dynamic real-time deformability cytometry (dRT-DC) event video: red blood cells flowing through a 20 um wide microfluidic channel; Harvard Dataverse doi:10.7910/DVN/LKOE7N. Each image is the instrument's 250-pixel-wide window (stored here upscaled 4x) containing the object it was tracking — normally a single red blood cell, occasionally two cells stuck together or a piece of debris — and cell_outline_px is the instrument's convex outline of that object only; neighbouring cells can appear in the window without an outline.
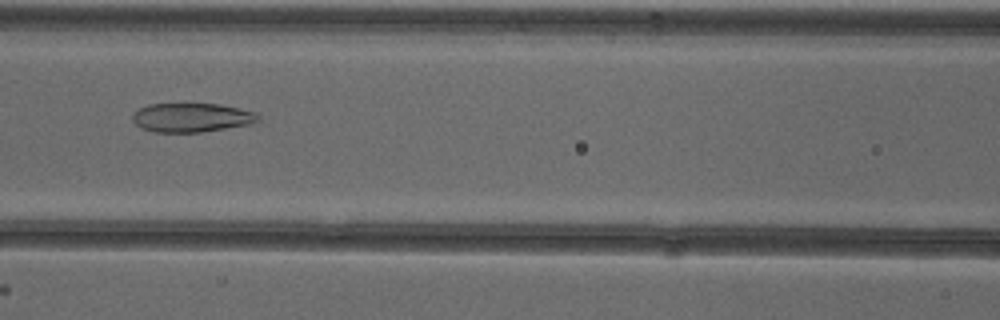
{"species": "common noctule bat (a hibernating species)", "species_latin": "Nyctalus noctula", "temperature_condition": "cold", "stored_images_in_passage": 52, "camera_frame_rate_fps": 3000, "um_per_image_px": 0.085, "animal": {"sex": "female"}, "frame": {"image": 1, "passage_image": 23, "time_ms": 7.333, "image_size_px": [1000, 320], "cell_outline_px": [[260, 120], [252, 124], [200, 132], [152, 132], [140, 128], [132, 120], [132, 116], [140, 108], [148, 104], [220, 104], [256, 112], [260, 116]], "centroid_in_image_um": [16.3, 10.0], "position_along_channel_um": 150.3, "area_um2": 21.27}}
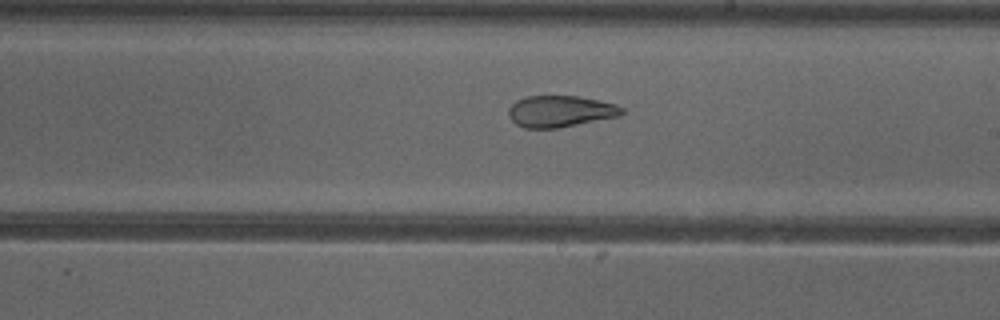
{"frame": {"image": 2, "passage_image": 30, "time_ms": 9.667, "image_size_px": [1000, 320], "cell_outline_px": [[624, 112], [620, 116], [560, 128], [524, 128], [516, 124], [508, 116], [508, 108], [516, 100], [524, 96], [580, 96], [616, 104], [624, 108]], "centroid_in_image_um": [47.62, 9.46], "position_along_channel_um": 241.4, "area_um2": 21.04}}
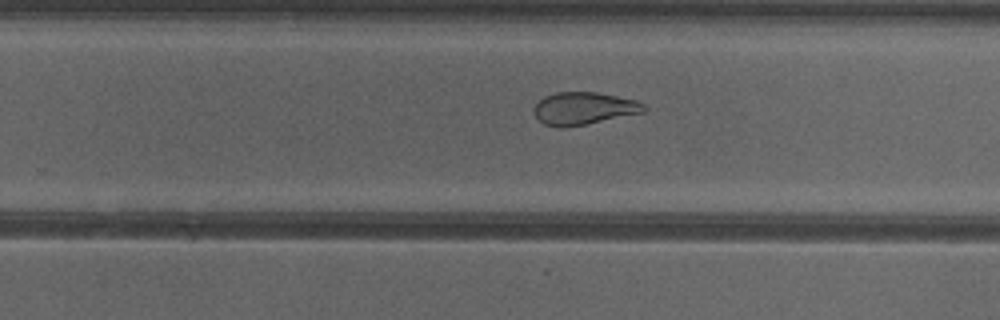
{"frame": {"image": 3, "passage_image": 33, "time_ms": 10.667, "image_size_px": [1000, 320], "cell_outline_px": [[648, 108], [644, 112], [564, 128], [560, 128], [544, 124], [536, 116], [532, 108], [544, 96], [556, 92], [596, 92], [636, 100], [644, 104]], "centroid_in_image_um": [49.6, 9.21], "position_along_channel_um": 280.2, "area_um2": 20.69}, "authors_computed_cell_mechanics": {"area_um2": 27.3972, "velocity_mm_per_s": 3.9082, "shape_relaxation_time_tau1_ms": null, "shape_relaxation_time_tau2_ms": 2.0644, "deformation_change_tau1": null, "deformation_change_tau2": 0.0929}}